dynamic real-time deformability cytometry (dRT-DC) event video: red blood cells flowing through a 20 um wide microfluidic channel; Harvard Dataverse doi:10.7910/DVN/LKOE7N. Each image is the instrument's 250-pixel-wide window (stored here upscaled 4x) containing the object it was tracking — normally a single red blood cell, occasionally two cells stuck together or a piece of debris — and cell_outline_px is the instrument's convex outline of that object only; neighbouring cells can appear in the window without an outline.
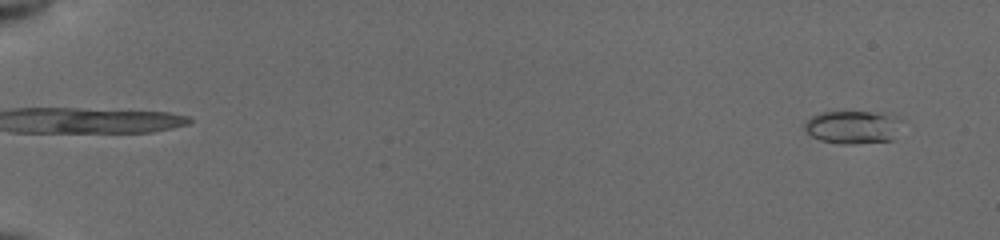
{"species": "common noctule bat (a hibernating species)", "species_latin": "Nyctalus noctula", "temperature_condition": "cold", "stored_images_in_passage": 54, "camera_frame_rate_fps": 3000, "um_per_image_px": 0.085, "animal": {"sex": "female", "body_mass_g": 19.5, "forearm_length_mm": 54.1}, "frame": {"image": 1, "passage_image": 3, "time_ms": 0.667, "image_size_px": [1000, 240], "cell_outline_px": [[900, 120], [892, 140], [848, 144], [840, 144], [820, 140], [804, 132], [804, 124], [812, 116], [820, 112], [872, 112], [900, 116]], "centroid_in_image_um": [72.43, 10.8], "position_along_channel_um": 12.6, "area_um2": 18.55}}
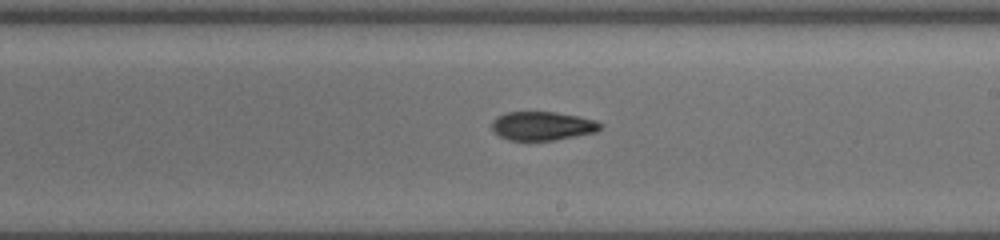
{"frame": {"image": 2, "passage_image": 34, "time_ms": 11.0, "image_size_px": [1000, 240], "cell_outline_px": [[604, 124], [596, 132], [552, 140], [508, 140], [500, 136], [492, 128], [492, 120], [496, 116], [504, 112], [556, 112], [580, 116], [596, 120]], "centroid_in_image_um": [46.11, 10.69], "position_along_channel_um": 242.9, "area_um2": 18.21}}
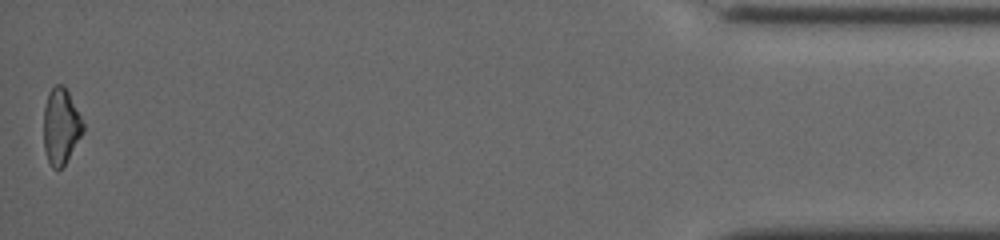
{"frame": {"image": 3, "passage_image": 54, "time_ms": 17.667, "image_size_px": [1000, 240], "cell_outline_px": [[84, 132], [64, 164], [60, 168], [52, 168], [48, 160], [44, 148], [44, 108], [48, 92], [56, 84], [64, 84], [84, 124]], "centroid_in_image_um": [5.17, 10.71], "position_along_channel_um": 430.0, "area_um2": 17.22}, "authors_computed_cell_mechanics": {"area_um2": 18.0336, "velocity_mm_per_s": 3.9447, "shape_relaxation_time_tau1_ms": null, "shape_relaxation_time_tau2_ms": 2.8198, "deformation_change_tau1": null, "deformation_change_tau2": 0.0842}}